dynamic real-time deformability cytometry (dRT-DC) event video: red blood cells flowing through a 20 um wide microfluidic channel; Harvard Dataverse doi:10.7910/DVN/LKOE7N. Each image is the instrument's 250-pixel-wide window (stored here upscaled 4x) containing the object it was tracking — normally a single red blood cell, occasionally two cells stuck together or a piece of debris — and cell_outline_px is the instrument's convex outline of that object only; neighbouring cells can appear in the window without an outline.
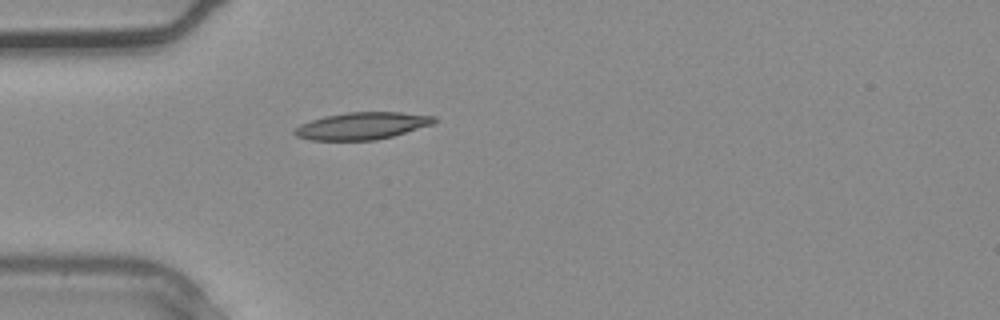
{"species": "common noctule bat (a hibernating species)", "species_latin": "Nyctalus noctula", "temperature_condition": "warm", "stored_images_in_passage": 27, "camera_frame_rate_fps": 3000, "um_per_image_px": 0.085, "animal": {"sex": "male", "body_mass_g": 20.4}, "frame": {"image": 1, "passage_image": 1, "time_ms": 0.0, "image_size_px": [1000, 320], "cell_outline_px": [[436, 120], [432, 124], [392, 136], [376, 140], [312, 140], [296, 136], [292, 132], [300, 124], [324, 116], [348, 112], [400, 112], [436, 116]], "centroid_in_image_um": [30.76, 10.69], "position_along_channel_um": 54.2, "area_um2": 21.91}}